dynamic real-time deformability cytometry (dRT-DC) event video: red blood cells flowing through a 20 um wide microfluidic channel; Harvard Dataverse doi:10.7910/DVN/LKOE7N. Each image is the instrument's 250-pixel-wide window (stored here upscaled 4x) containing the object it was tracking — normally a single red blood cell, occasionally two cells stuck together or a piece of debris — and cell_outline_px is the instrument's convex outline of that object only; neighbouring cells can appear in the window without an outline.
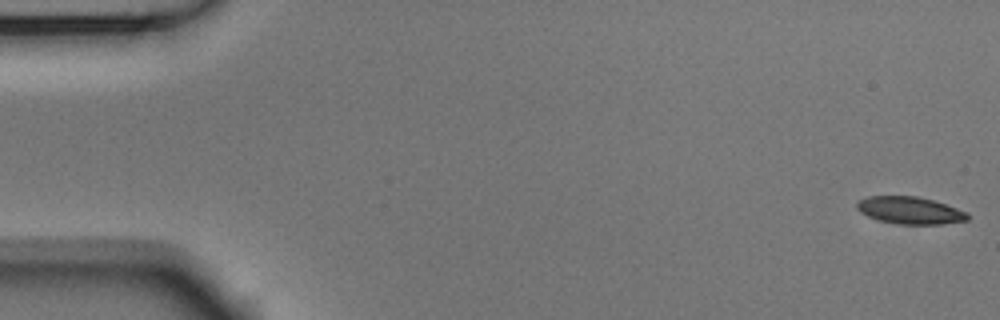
{"species": "Egyptian fruit bat (a non-hibernating species)", "species_latin": "Rousettus aegyptiacus", "temperature_condition": "room temperature", "stored_images_in_passage": 53, "camera_frame_rate_fps": 3000, "um_per_image_px": 0.085, "animal": {"sex": "male"}, "frame": {"image": 1, "passage_image": 1, "time_ms": 0.0, "image_size_px": [1000, 320], "cell_outline_px": [[968, 220], [940, 224], [896, 224], [880, 220], [868, 216], [860, 212], [856, 208], [856, 204], [860, 200], [868, 196], [916, 196], [932, 200], [968, 212]], "centroid_in_image_um": [77.33, 17.88], "position_along_channel_um": 7.7, "area_um2": 17.4}}
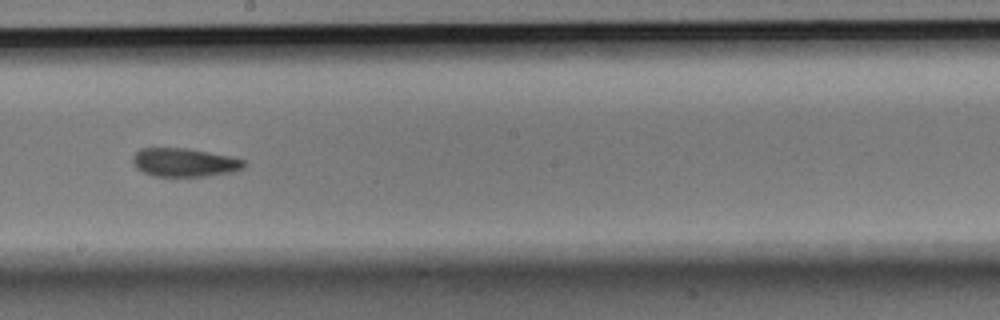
{"frame": {"image": 2, "passage_image": 30, "time_ms": 9.667, "image_size_px": [1000, 320], "cell_outline_px": [[248, 164], [244, 168], [236, 172], [208, 176], [152, 176], [136, 168], [132, 160], [132, 156], [140, 148], [184, 148], [232, 156], [244, 160]], "centroid_in_image_um": [15.72, 13.81], "position_along_channel_um": 232.5, "area_um2": 18.73}}
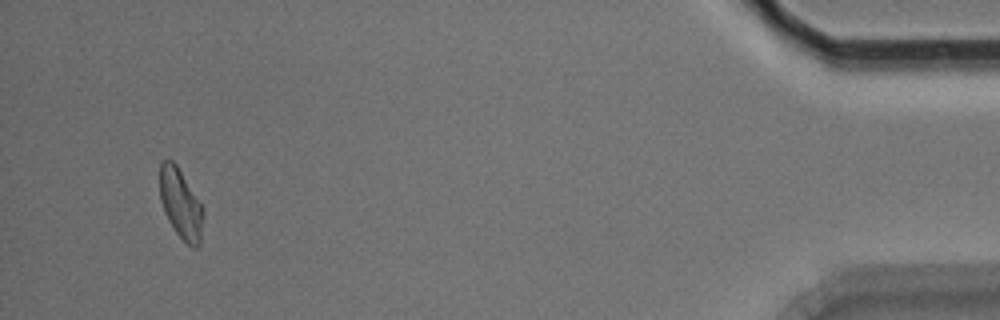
{"frame": {"image": 3, "passage_image": 51, "time_ms": 16.667, "image_size_px": [1000, 320], "cell_outline_px": [[204, 216], [200, 244], [196, 248], [192, 248], [176, 232], [168, 220], [164, 212], [160, 200], [160, 164], [164, 160], [172, 160], [176, 164], [204, 208]], "centroid_in_image_um": [15.37, 17.34], "position_along_channel_um": 419.8, "area_um2": 17.69}, "authors_computed_cell_mechanics": {"area_um2": 18.496, "velocity_mm_per_s": 3.755, "shape_relaxation_time_tau1_ms": 6.497, "shape_relaxation_time_tau2_ms": 2.4272, "deformation_change_tau1": 0.1498, "deformation_change_tau2": 0.0864}}